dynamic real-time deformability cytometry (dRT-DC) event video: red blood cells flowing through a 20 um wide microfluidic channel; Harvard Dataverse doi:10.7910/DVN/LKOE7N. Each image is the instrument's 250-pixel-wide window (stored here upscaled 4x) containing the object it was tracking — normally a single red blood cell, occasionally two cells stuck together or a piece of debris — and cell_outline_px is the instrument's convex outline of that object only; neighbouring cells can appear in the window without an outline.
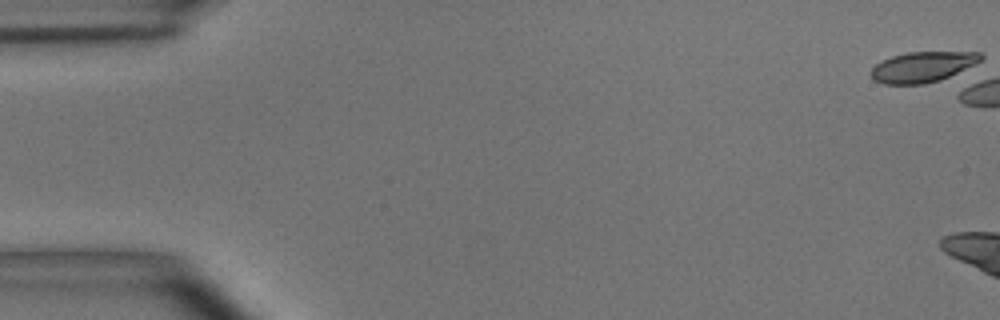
{"species": "common noctule bat (a hibernating species)", "species_latin": "Nyctalus noctula", "temperature_condition": "room temperature", "stored_images_in_passage": 3, "camera_frame_rate_fps": 3000, "um_per_image_px": 0.085, "animal": {"sex": "male", "body_mass_g": 15.6}, "frame": {"image": 1, "passage_image": 1, "time_ms": 0.0, "image_size_px": [1000, 320], "cell_outline_px": [[984, 56], [980, 60], [940, 80], [924, 84], [884, 84], [872, 80], [868, 72], [876, 64], [892, 56], [908, 52], [980, 52]], "centroid_in_image_um": [78.33, 5.69], "position_along_channel_um": 6.7, "area_um2": 19.25}}